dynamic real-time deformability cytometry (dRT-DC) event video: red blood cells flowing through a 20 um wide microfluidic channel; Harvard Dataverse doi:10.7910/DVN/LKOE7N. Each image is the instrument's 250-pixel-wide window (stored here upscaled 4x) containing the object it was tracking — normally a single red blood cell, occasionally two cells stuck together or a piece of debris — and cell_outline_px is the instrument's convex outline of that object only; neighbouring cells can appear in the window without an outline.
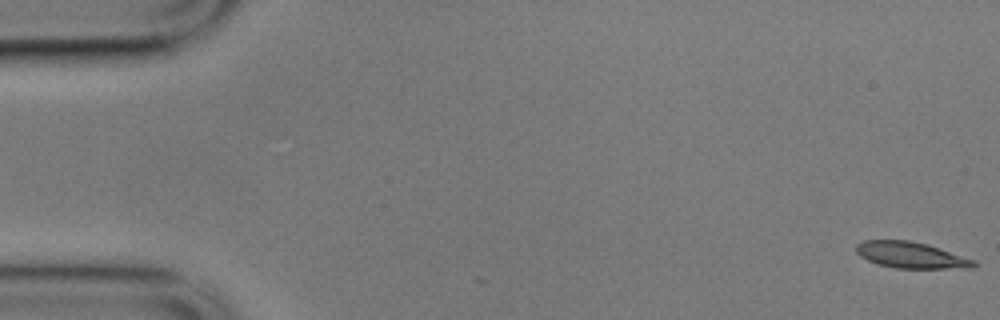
{"species": "common noctule bat (a hibernating species)", "species_latin": "Nyctalus noctula", "temperature_condition": "cold", "stored_images_in_passage": 4, "camera_frame_rate_fps": 3000, "um_per_image_px": 0.085, "animal": {"sex": "male", "body_mass_g": 17.9}, "frame": {"image": 1, "passage_image": 1, "time_ms": 0.0, "image_size_px": [1000, 320], "cell_outline_px": [[980, 264], [972, 268], [896, 268], [880, 264], [868, 260], [860, 256], [856, 252], [856, 244], [864, 240], [908, 240], [928, 244], [976, 260]], "centroid_in_image_um": [77.48, 21.68], "position_along_channel_um": 7.5, "area_um2": 18.03}}